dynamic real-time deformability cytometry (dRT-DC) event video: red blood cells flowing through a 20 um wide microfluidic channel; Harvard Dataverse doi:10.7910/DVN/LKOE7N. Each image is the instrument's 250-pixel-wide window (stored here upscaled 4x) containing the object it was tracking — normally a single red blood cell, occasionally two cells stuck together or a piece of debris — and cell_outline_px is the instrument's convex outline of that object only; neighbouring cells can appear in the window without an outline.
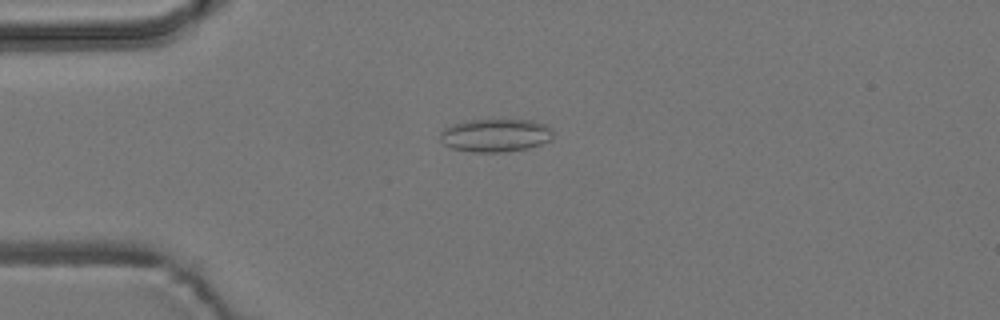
{"species": "common noctule bat (a hibernating species)", "species_latin": "Nyctalus noctula", "temperature_condition": "room temperature", "stored_images_in_passage": 55, "camera_frame_rate_fps": 3000, "um_per_image_px": 0.085, "animal": {"sex": "male", "body_mass_g": 19.2, "forearm_length_mm": 51.8}, "frame": {"image": 1, "passage_image": 14, "time_ms": 4.333, "image_size_px": [1000, 320], "cell_outline_px": [[552, 140], [528, 148], [504, 152], [472, 152], [452, 148], [444, 144], [440, 140], [440, 132], [448, 124], [468, 120], [532, 120], [548, 124], [552, 128]], "centroid_in_image_um": [42.11, 11.49], "position_along_channel_um": 42.9, "area_um2": 22.08}}
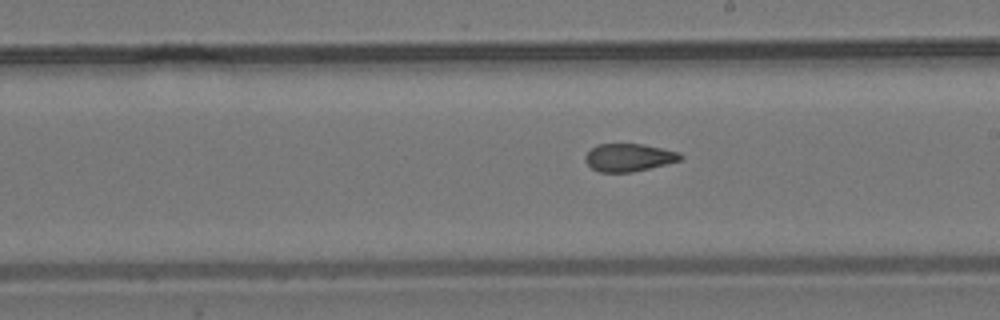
{"frame": {"image": 2, "passage_image": 31, "time_ms": 10.0, "image_size_px": [1000, 320], "cell_outline_px": [[684, 156], [680, 160], [632, 172], [600, 172], [592, 168], [584, 160], [584, 156], [596, 144], [644, 144], [680, 152]], "centroid_in_image_um": [53.44, 13.37], "position_along_channel_um": 235.6, "area_um2": 15.32}}
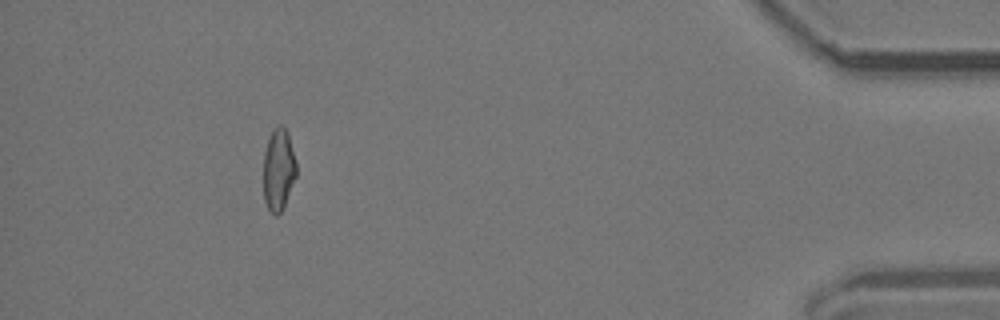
{"frame": {"image": 3, "passage_image": 50, "time_ms": 16.333, "image_size_px": [1000, 320], "cell_outline_px": [[296, 176], [284, 208], [276, 216], [268, 208], [264, 200], [264, 152], [268, 140], [276, 124], [280, 124], [288, 132], [296, 160]], "centroid_in_image_um": [23.69, 14.41], "position_along_channel_um": 411.5, "area_um2": 15.78}, "authors_computed_cell_mechanics": {"area_um2": 16.3574, "velocity_mm_per_s": 3.7838, "shape_relaxation_time_tau1_ms": null, "shape_relaxation_time_tau2_ms": 2.8195, "deformation_change_tau1": null, "deformation_change_tau2": 0.0919}}